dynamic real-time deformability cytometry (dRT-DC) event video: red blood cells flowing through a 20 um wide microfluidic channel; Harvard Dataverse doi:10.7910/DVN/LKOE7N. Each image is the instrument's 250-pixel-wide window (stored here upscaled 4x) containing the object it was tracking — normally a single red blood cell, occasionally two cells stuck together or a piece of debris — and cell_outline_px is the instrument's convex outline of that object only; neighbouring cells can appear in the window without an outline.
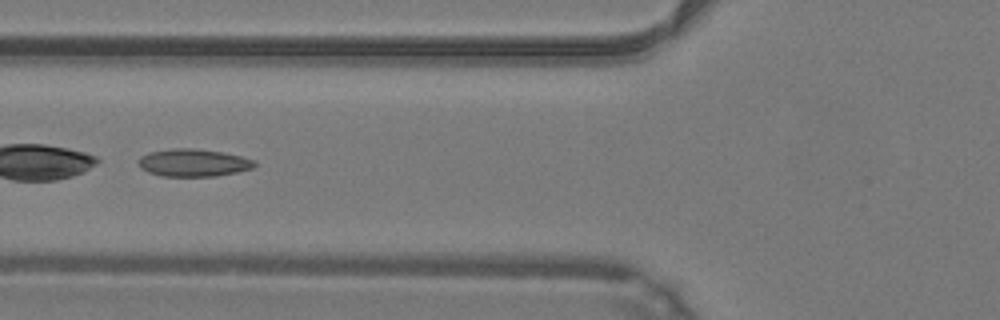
{"species": "common noctule bat (a hibernating species)", "species_latin": "Nyctalus noctula", "temperature_condition": "warm", "stored_images_in_passage": 48, "camera_frame_rate_fps": 3000, "um_per_image_px": 0.085, "animal": {"sex": "male", "body_mass_g": 19.2, "forearm_length_mm": 51.8}, "frame": {"image": 1, "passage_image": 19, "time_ms": 6.0, "image_size_px": [1000, 320], "cell_outline_px": [[256, 164], [252, 168], [236, 172], [216, 176], [160, 176], [148, 172], [140, 168], [136, 160], [140, 156], [152, 152], [172, 148], [196, 148], [224, 152], [256, 160]], "centroid_in_image_um": [16.41, 13.83], "position_along_channel_um": 109.4, "area_um2": 18.79}}
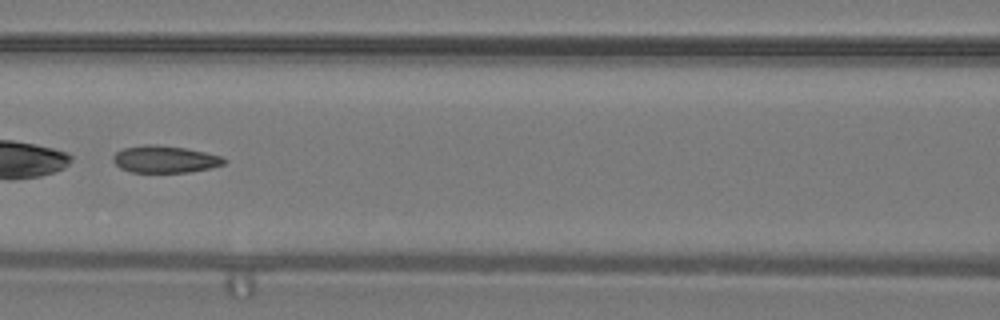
{"frame": {"image": 2, "passage_image": 22, "time_ms": 7.0, "image_size_px": [1000, 320], "cell_outline_px": [[228, 160], [224, 164], [208, 168], [188, 172], [132, 172], [120, 168], [112, 160], [112, 156], [116, 152], [124, 148], [144, 144], [152, 144], [184, 148], [204, 152], [220, 156]], "centroid_in_image_um": [13.98, 13.53], "position_along_channel_um": 152.6, "area_um2": 17.34}}
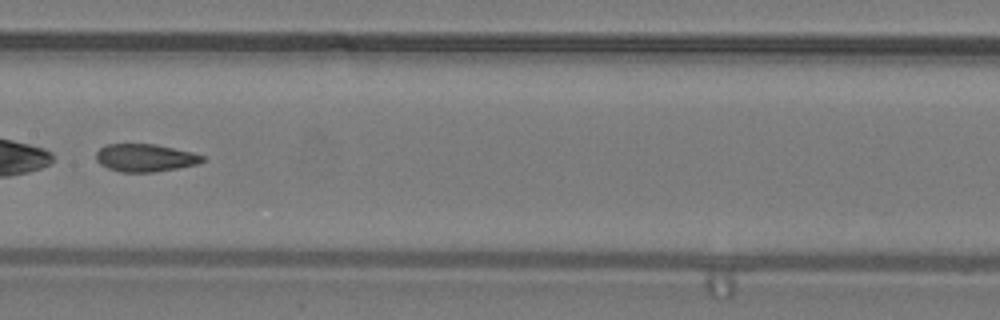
{"frame": {"image": 3, "passage_image": 25, "time_ms": 8.0, "image_size_px": [1000, 320], "cell_outline_px": [[204, 160], [196, 164], [156, 172], [120, 172], [108, 168], [100, 164], [96, 160], [96, 152], [100, 148], [108, 144], [156, 144], [192, 152], [204, 156]], "centroid_in_image_um": [12.31, 13.41], "position_along_channel_um": 195.1, "area_um2": 17.11}}